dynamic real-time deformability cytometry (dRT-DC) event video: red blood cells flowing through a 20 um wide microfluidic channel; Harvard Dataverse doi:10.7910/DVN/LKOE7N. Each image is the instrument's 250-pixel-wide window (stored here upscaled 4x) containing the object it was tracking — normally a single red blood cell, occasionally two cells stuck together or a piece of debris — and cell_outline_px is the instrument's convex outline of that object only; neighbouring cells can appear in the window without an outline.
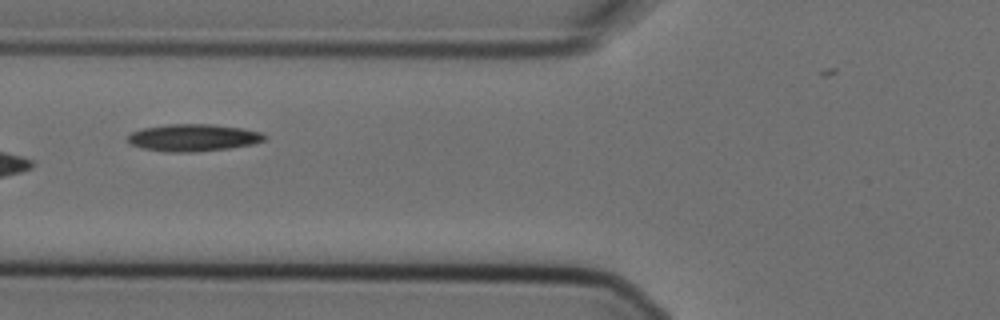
{"species": "Egyptian fruit bat (a non-hibernating species)", "species_latin": "Rousettus aegyptiacus", "temperature_condition": "cold", "stored_images_in_passage": 9, "camera_frame_rate_fps": 3000, "um_per_image_px": 0.085, "animal": {"sex": "female"}, "frame": {"image": 1, "passage_image": 4, "time_ms": 1.0, "image_size_px": [1000, 320], "cell_outline_px": [[268, 140], [252, 144], [232, 148], [192, 152], [164, 152], [144, 148], [132, 144], [128, 140], [128, 136], [132, 132], [144, 128], [168, 124], [212, 124], [240, 128], [260, 132], [268, 136]], "centroid_in_image_um": [16.48, 11.7], "position_along_channel_um": 109.3, "area_um2": 21.62}}
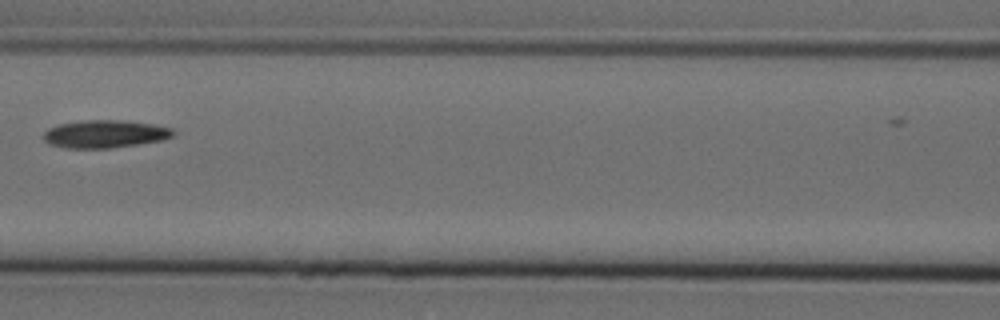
{"frame": {"image": 2, "passage_image": 5, "time_ms": 1.333, "image_size_px": [1000, 320], "cell_outline_px": [[176, 132], [172, 136], [160, 140], [112, 148], [64, 148], [48, 144], [44, 140], [44, 132], [48, 128], [60, 124], [84, 120], [124, 120], [152, 124], [172, 128]], "centroid_in_image_um": [8.89, 11.38], "position_along_channel_um": 157.7, "area_um2": 20.92}}
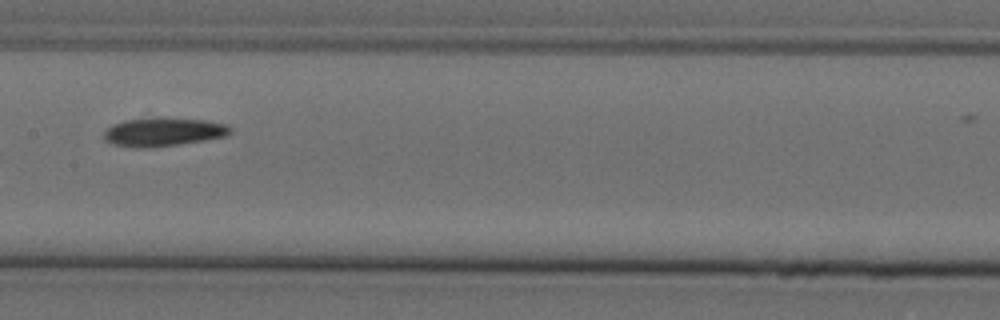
{"frame": {"image": 3, "passage_image": 6, "time_ms": 1.667, "image_size_px": [1000, 320], "cell_outline_px": [[232, 132], [228, 136], [204, 140], [148, 148], [132, 148], [112, 144], [104, 140], [104, 132], [112, 124], [124, 120], [160, 116], [164, 116], [204, 120], [228, 124], [232, 128]], "centroid_in_image_um": [13.89, 11.19], "position_along_channel_um": 193.5, "area_um2": 21.56}}